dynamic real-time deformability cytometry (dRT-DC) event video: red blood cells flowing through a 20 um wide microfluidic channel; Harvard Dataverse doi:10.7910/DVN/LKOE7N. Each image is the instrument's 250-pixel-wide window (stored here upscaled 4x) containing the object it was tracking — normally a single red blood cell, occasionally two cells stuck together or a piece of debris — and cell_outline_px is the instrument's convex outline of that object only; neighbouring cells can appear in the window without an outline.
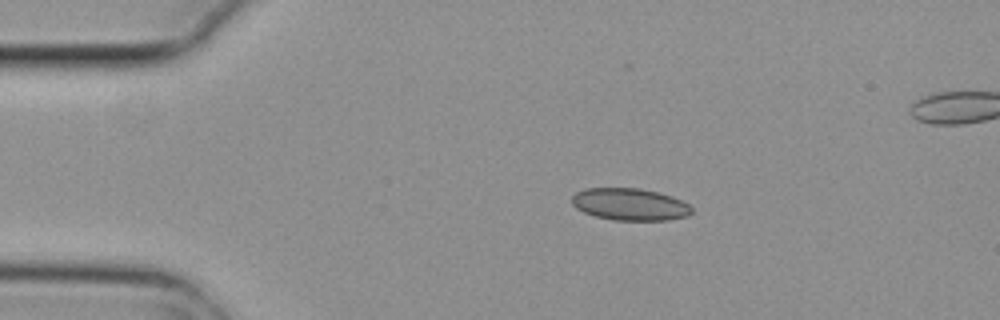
{"species": "common noctule bat (a hibernating species)", "species_latin": "Nyctalus noctula", "temperature_condition": "cold", "stored_images_in_passage": 6, "camera_frame_rate_fps": 3000, "um_per_image_px": 0.085, "animal": {"sex": "female", "body_mass_g": 29.2, "forearm_length_mm": 56.3}, "frame": {"image": 1, "passage_image": 1, "time_ms": 0.0, "image_size_px": [1000, 320], "cell_outline_px": [[692, 212], [688, 216], [668, 220], [612, 220], [596, 216], [584, 212], [576, 208], [572, 204], [572, 196], [576, 192], [584, 188], [640, 188], [672, 196], [688, 204], [692, 208]], "centroid_in_image_um": [53.53, 17.37], "position_along_channel_um": 31.5, "area_um2": 22.43}}
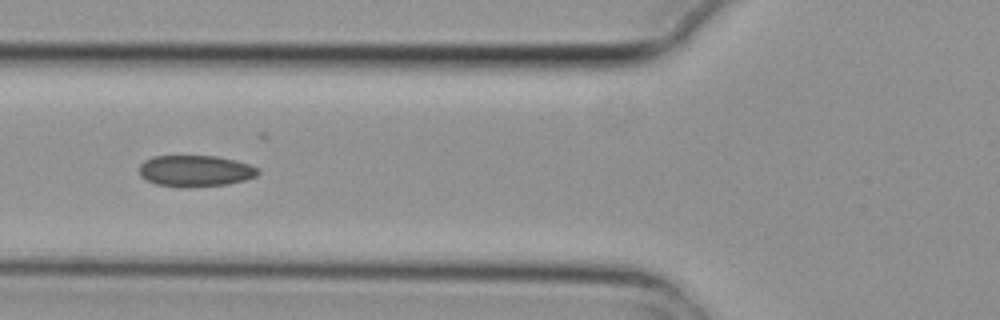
{"frame": {"image": 2, "passage_image": 4, "time_ms": 1.0, "image_size_px": [1000, 320], "cell_outline_px": [[260, 172], [256, 176], [244, 180], [228, 184], [188, 188], [180, 188], [156, 184], [140, 176], [140, 164], [144, 160], [152, 156], [216, 156], [236, 160], [260, 168]], "centroid_in_image_um": [16.61, 14.53], "position_along_channel_um": 109.2, "area_um2": 21.96}}
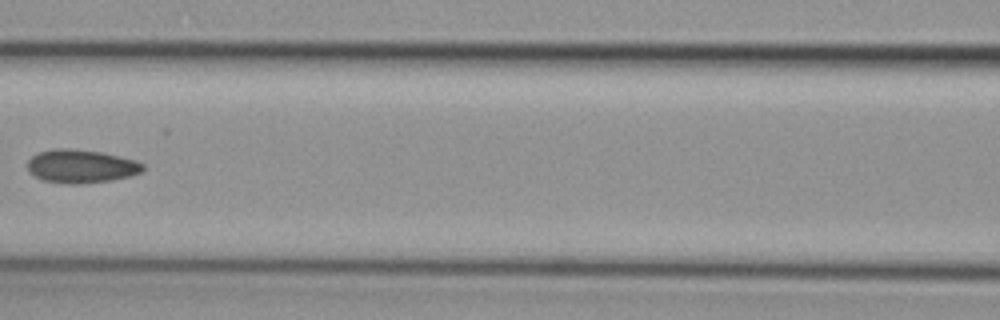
{"frame": {"image": 3, "passage_image": 5, "time_ms": 1.333, "image_size_px": [1000, 320], "cell_outline_px": [[144, 172], [112, 180], [80, 184], [64, 184], [44, 180], [28, 172], [28, 160], [32, 156], [40, 152], [56, 148], [68, 148], [104, 152], [136, 160], [144, 164]], "centroid_in_image_um": [6.92, 14.13], "position_along_channel_um": 159.7, "area_um2": 22.6}}